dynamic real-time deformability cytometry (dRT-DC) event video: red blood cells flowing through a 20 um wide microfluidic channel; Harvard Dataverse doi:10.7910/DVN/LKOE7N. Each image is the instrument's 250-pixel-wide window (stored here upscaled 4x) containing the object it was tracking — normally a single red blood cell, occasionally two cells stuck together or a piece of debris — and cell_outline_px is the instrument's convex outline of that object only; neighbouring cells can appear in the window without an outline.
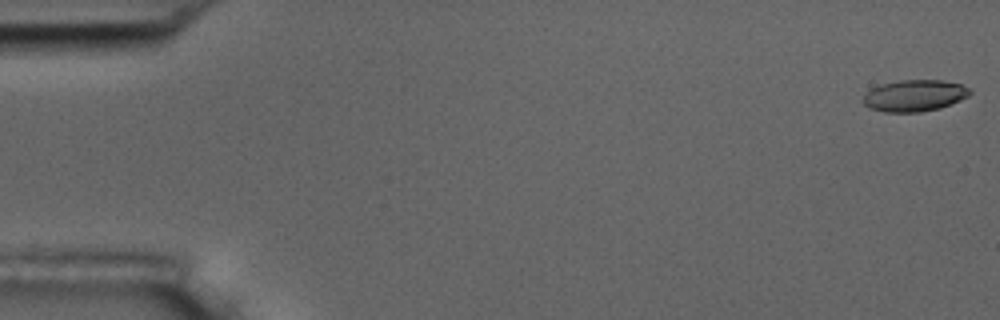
{"species": "common noctule bat (a hibernating species)", "species_latin": "Nyctalus noctula", "temperature_condition": "room temperature", "stored_images_in_passage": 57, "camera_frame_rate_fps": 3000, "um_per_image_px": 0.085, "animal": {"sex": "male", "body_mass_g": 17.5, "forearm_length_mm": 52.3}, "frame": {"image": 1, "passage_image": 1, "time_ms": 0.0, "image_size_px": [1000, 320], "cell_outline_px": [[972, 92], [968, 96], [960, 100], [940, 108], [920, 112], [884, 112], [868, 108], [864, 104], [864, 96], [872, 88], [880, 84], [900, 80], [944, 80], [960, 84], [968, 88]], "centroid_in_image_um": [77.73, 8.13], "position_along_channel_um": 7.3, "area_um2": 19.59}}
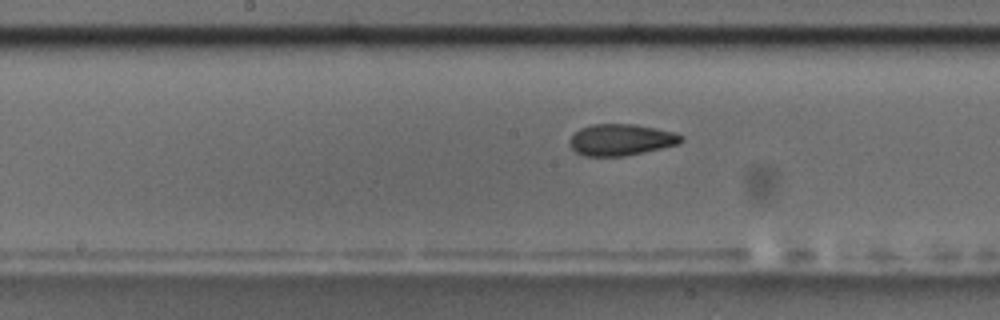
{"frame": {"image": 2, "passage_image": 29, "time_ms": 9.333, "image_size_px": [1000, 320], "cell_outline_px": [[684, 140], [680, 144], [644, 152], [624, 156], [584, 156], [576, 152], [568, 144], [568, 140], [580, 128], [592, 124], [636, 124], [676, 132], [684, 136]], "centroid_in_image_um": [52.81, 11.88], "position_along_channel_um": 195.4, "area_um2": 20.69}}
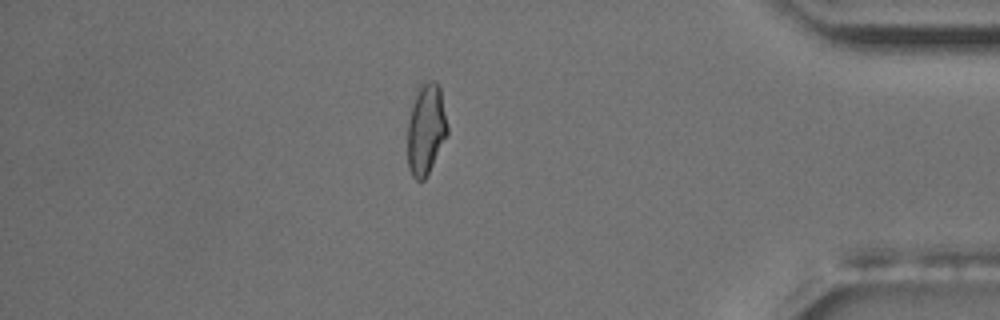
{"frame": {"image": 3, "passage_image": 49, "time_ms": 16.0, "image_size_px": [1000, 320], "cell_outline_px": [[448, 132], [424, 180], [416, 180], [412, 176], [408, 168], [408, 124], [412, 104], [416, 88], [420, 80], [436, 80], [440, 88], [448, 128]], "centroid_in_image_um": [36.19, 10.9], "position_along_channel_um": 399.0, "area_um2": 21.15}, "authors_computed_cell_mechanics": {"area_um2": 20.5768, "velocity_mm_per_s": 3.5835, "shape_relaxation_time_tau1_ms": 6.6532, "shape_relaxation_time_tau2_ms": 2.1018, "deformation_change_tau1": 0.1586, "deformation_change_tau2": 0.0814}}